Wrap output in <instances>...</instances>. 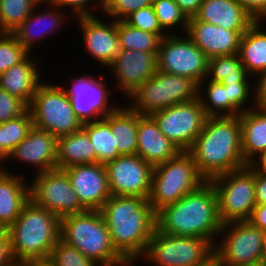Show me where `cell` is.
I'll use <instances>...</instances> for the list:
<instances>
[{
  "instance_id": "cell-33",
  "label": "cell",
  "mask_w": 266,
  "mask_h": 266,
  "mask_svg": "<svg viewBox=\"0 0 266 266\" xmlns=\"http://www.w3.org/2000/svg\"><path fill=\"white\" fill-rule=\"evenodd\" d=\"M117 34L121 50L152 52L156 56L162 38L166 36L134 28L124 20L117 21Z\"/></svg>"
},
{
  "instance_id": "cell-20",
  "label": "cell",
  "mask_w": 266,
  "mask_h": 266,
  "mask_svg": "<svg viewBox=\"0 0 266 266\" xmlns=\"http://www.w3.org/2000/svg\"><path fill=\"white\" fill-rule=\"evenodd\" d=\"M247 30H228L189 18L186 35L208 57L238 54L241 37Z\"/></svg>"
},
{
  "instance_id": "cell-55",
  "label": "cell",
  "mask_w": 266,
  "mask_h": 266,
  "mask_svg": "<svg viewBox=\"0 0 266 266\" xmlns=\"http://www.w3.org/2000/svg\"><path fill=\"white\" fill-rule=\"evenodd\" d=\"M3 165H4V163L0 160V176L6 171L5 167Z\"/></svg>"
},
{
  "instance_id": "cell-2",
  "label": "cell",
  "mask_w": 266,
  "mask_h": 266,
  "mask_svg": "<svg viewBox=\"0 0 266 266\" xmlns=\"http://www.w3.org/2000/svg\"><path fill=\"white\" fill-rule=\"evenodd\" d=\"M187 152L206 181L246 166L239 115L207 117L201 133Z\"/></svg>"
},
{
  "instance_id": "cell-6",
  "label": "cell",
  "mask_w": 266,
  "mask_h": 266,
  "mask_svg": "<svg viewBox=\"0 0 266 266\" xmlns=\"http://www.w3.org/2000/svg\"><path fill=\"white\" fill-rule=\"evenodd\" d=\"M205 181L191 155L181 151L175 158L154 167L148 202L157 213L196 190Z\"/></svg>"
},
{
  "instance_id": "cell-16",
  "label": "cell",
  "mask_w": 266,
  "mask_h": 266,
  "mask_svg": "<svg viewBox=\"0 0 266 266\" xmlns=\"http://www.w3.org/2000/svg\"><path fill=\"white\" fill-rule=\"evenodd\" d=\"M111 195L148 200L154 167L139 155H123L104 164Z\"/></svg>"
},
{
  "instance_id": "cell-26",
  "label": "cell",
  "mask_w": 266,
  "mask_h": 266,
  "mask_svg": "<svg viewBox=\"0 0 266 266\" xmlns=\"http://www.w3.org/2000/svg\"><path fill=\"white\" fill-rule=\"evenodd\" d=\"M6 171L0 176V224L7 230L30 200L29 184L17 173ZM25 180V181H24Z\"/></svg>"
},
{
  "instance_id": "cell-47",
  "label": "cell",
  "mask_w": 266,
  "mask_h": 266,
  "mask_svg": "<svg viewBox=\"0 0 266 266\" xmlns=\"http://www.w3.org/2000/svg\"><path fill=\"white\" fill-rule=\"evenodd\" d=\"M248 221L255 227L266 232V204H257Z\"/></svg>"
},
{
  "instance_id": "cell-53",
  "label": "cell",
  "mask_w": 266,
  "mask_h": 266,
  "mask_svg": "<svg viewBox=\"0 0 266 266\" xmlns=\"http://www.w3.org/2000/svg\"><path fill=\"white\" fill-rule=\"evenodd\" d=\"M194 266H224V264L222 263V260L219 258V256L215 252H213L203 262Z\"/></svg>"
},
{
  "instance_id": "cell-29",
  "label": "cell",
  "mask_w": 266,
  "mask_h": 266,
  "mask_svg": "<svg viewBox=\"0 0 266 266\" xmlns=\"http://www.w3.org/2000/svg\"><path fill=\"white\" fill-rule=\"evenodd\" d=\"M123 105L121 103L115 111L103 119L110 125L111 133H114V146L117 147L118 154L136 155L138 113L128 104Z\"/></svg>"
},
{
  "instance_id": "cell-56",
  "label": "cell",
  "mask_w": 266,
  "mask_h": 266,
  "mask_svg": "<svg viewBox=\"0 0 266 266\" xmlns=\"http://www.w3.org/2000/svg\"><path fill=\"white\" fill-rule=\"evenodd\" d=\"M6 229L0 224V235L5 231Z\"/></svg>"
},
{
  "instance_id": "cell-46",
  "label": "cell",
  "mask_w": 266,
  "mask_h": 266,
  "mask_svg": "<svg viewBox=\"0 0 266 266\" xmlns=\"http://www.w3.org/2000/svg\"><path fill=\"white\" fill-rule=\"evenodd\" d=\"M7 230L0 235V266H16Z\"/></svg>"
},
{
  "instance_id": "cell-1",
  "label": "cell",
  "mask_w": 266,
  "mask_h": 266,
  "mask_svg": "<svg viewBox=\"0 0 266 266\" xmlns=\"http://www.w3.org/2000/svg\"><path fill=\"white\" fill-rule=\"evenodd\" d=\"M100 212L116 251L135 266L156 228V213L146 198L111 195Z\"/></svg>"
},
{
  "instance_id": "cell-54",
  "label": "cell",
  "mask_w": 266,
  "mask_h": 266,
  "mask_svg": "<svg viewBox=\"0 0 266 266\" xmlns=\"http://www.w3.org/2000/svg\"><path fill=\"white\" fill-rule=\"evenodd\" d=\"M9 155L10 154L2 147L0 137V160L4 163H7L6 161H8Z\"/></svg>"
},
{
  "instance_id": "cell-35",
  "label": "cell",
  "mask_w": 266,
  "mask_h": 266,
  "mask_svg": "<svg viewBox=\"0 0 266 266\" xmlns=\"http://www.w3.org/2000/svg\"><path fill=\"white\" fill-rule=\"evenodd\" d=\"M42 0H0V33L13 32Z\"/></svg>"
},
{
  "instance_id": "cell-49",
  "label": "cell",
  "mask_w": 266,
  "mask_h": 266,
  "mask_svg": "<svg viewBox=\"0 0 266 266\" xmlns=\"http://www.w3.org/2000/svg\"><path fill=\"white\" fill-rule=\"evenodd\" d=\"M202 1L203 0H175L188 19L197 14Z\"/></svg>"
},
{
  "instance_id": "cell-32",
  "label": "cell",
  "mask_w": 266,
  "mask_h": 266,
  "mask_svg": "<svg viewBox=\"0 0 266 266\" xmlns=\"http://www.w3.org/2000/svg\"><path fill=\"white\" fill-rule=\"evenodd\" d=\"M82 129L87 133L93 145L97 163L105 164L120 156L117 147L114 146V133H111L110 125L103 118L82 124Z\"/></svg>"
},
{
  "instance_id": "cell-36",
  "label": "cell",
  "mask_w": 266,
  "mask_h": 266,
  "mask_svg": "<svg viewBox=\"0 0 266 266\" xmlns=\"http://www.w3.org/2000/svg\"><path fill=\"white\" fill-rule=\"evenodd\" d=\"M153 7L160 27L167 35L179 34L178 32H180V34L186 33L189 19L182 12L175 0H154ZM179 27L181 28V31L178 30V32H176L175 29ZM170 29L172 31L175 30V32L172 33Z\"/></svg>"
},
{
  "instance_id": "cell-8",
  "label": "cell",
  "mask_w": 266,
  "mask_h": 266,
  "mask_svg": "<svg viewBox=\"0 0 266 266\" xmlns=\"http://www.w3.org/2000/svg\"><path fill=\"white\" fill-rule=\"evenodd\" d=\"M209 181L217 195L218 214L222 224L248 221L257 205L255 170L246 165Z\"/></svg>"
},
{
  "instance_id": "cell-37",
  "label": "cell",
  "mask_w": 266,
  "mask_h": 266,
  "mask_svg": "<svg viewBox=\"0 0 266 266\" xmlns=\"http://www.w3.org/2000/svg\"><path fill=\"white\" fill-rule=\"evenodd\" d=\"M33 126L32 115L29 109L17 118L0 123L2 147L10 154L26 138Z\"/></svg>"
},
{
  "instance_id": "cell-9",
  "label": "cell",
  "mask_w": 266,
  "mask_h": 266,
  "mask_svg": "<svg viewBox=\"0 0 266 266\" xmlns=\"http://www.w3.org/2000/svg\"><path fill=\"white\" fill-rule=\"evenodd\" d=\"M41 82L28 109L34 127L61 137L79 131L82 123L73 112L70 99L61 86Z\"/></svg>"
},
{
  "instance_id": "cell-50",
  "label": "cell",
  "mask_w": 266,
  "mask_h": 266,
  "mask_svg": "<svg viewBox=\"0 0 266 266\" xmlns=\"http://www.w3.org/2000/svg\"><path fill=\"white\" fill-rule=\"evenodd\" d=\"M256 81V106L266 111V74Z\"/></svg>"
},
{
  "instance_id": "cell-4",
  "label": "cell",
  "mask_w": 266,
  "mask_h": 266,
  "mask_svg": "<svg viewBox=\"0 0 266 266\" xmlns=\"http://www.w3.org/2000/svg\"><path fill=\"white\" fill-rule=\"evenodd\" d=\"M7 232L16 262L47 259L60 239V218L29 200Z\"/></svg>"
},
{
  "instance_id": "cell-31",
  "label": "cell",
  "mask_w": 266,
  "mask_h": 266,
  "mask_svg": "<svg viewBox=\"0 0 266 266\" xmlns=\"http://www.w3.org/2000/svg\"><path fill=\"white\" fill-rule=\"evenodd\" d=\"M208 80L220 83L255 82L248 75L238 54L214 56L208 59ZM250 79V80H249ZM251 79H253L251 81Z\"/></svg>"
},
{
  "instance_id": "cell-40",
  "label": "cell",
  "mask_w": 266,
  "mask_h": 266,
  "mask_svg": "<svg viewBox=\"0 0 266 266\" xmlns=\"http://www.w3.org/2000/svg\"><path fill=\"white\" fill-rule=\"evenodd\" d=\"M29 54L11 33H0V74L19 64Z\"/></svg>"
},
{
  "instance_id": "cell-30",
  "label": "cell",
  "mask_w": 266,
  "mask_h": 266,
  "mask_svg": "<svg viewBox=\"0 0 266 266\" xmlns=\"http://www.w3.org/2000/svg\"><path fill=\"white\" fill-rule=\"evenodd\" d=\"M91 163H97V157L89 136L82 128L79 131L58 137V169Z\"/></svg>"
},
{
  "instance_id": "cell-7",
  "label": "cell",
  "mask_w": 266,
  "mask_h": 266,
  "mask_svg": "<svg viewBox=\"0 0 266 266\" xmlns=\"http://www.w3.org/2000/svg\"><path fill=\"white\" fill-rule=\"evenodd\" d=\"M129 106L141 115H152L174 104L198 98V84L190 78L157 70L130 96Z\"/></svg>"
},
{
  "instance_id": "cell-15",
  "label": "cell",
  "mask_w": 266,
  "mask_h": 266,
  "mask_svg": "<svg viewBox=\"0 0 266 266\" xmlns=\"http://www.w3.org/2000/svg\"><path fill=\"white\" fill-rule=\"evenodd\" d=\"M160 131L181 151H188L203 129L207 116L199 98L174 104L151 115Z\"/></svg>"
},
{
  "instance_id": "cell-52",
  "label": "cell",
  "mask_w": 266,
  "mask_h": 266,
  "mask_svg": "<svg viewBox=\"0 0 266 266\" xmlns=\"http://www.w3.org/2000/svg\"><path fill=\"white\" fill-rule=\"evenodd\" d=\"M16 266H54L49 258L27 259L17 262Z\"/></svg>"
},
{
  "instance_id": "cell-13",
  "label": "cell",
  "mask_w": 266,
  "mask_h": 266,
  "mask_svg": "<svg viewBox=\"0 0 266 266\" xmlns=\"http://www.w3.org/2000/svg\"><path fill=\"white\" fill-rule=\"evenodd\" d=\"M87 74H82V76L79 74L71 78V84L68 83L69 87L66 84L62 87L60 84L70 99L75 116L82 124L100 120L120 106L118 103L113 104L110 100L112 87L107 86V82L102 79L103 75L99 78Z\"/></svg>"
},
{
  "instance_id": "cell-25",
  "label": "cell",
  "mask_w": 266,
  "mask_h": 266,
  "mask_svg": "<svg viewBox=\"0 0 266 266\" xmlns=\"http://www.w3.org/2000/svg\"><path fill=\"white\" fill-rule=\"evenodd\" d=\"M194 17L228 30H248L255 22L235 0H203Z\"/></svg>"
},
{
  "instance_id": "cell-42",
  "label": "cell",
  "mask_w": 266,
  "mask_h": 266,
  "mask_svg": "<svg viewBox=\"0 0 266 266\" xmlns=\"http://www.w3.org/2000/svg\"><path fill=\"white\" fill-rule=\"evenodd\" d=\"M130 26L157 35H167L160 27L153 5L139 9L125 20Z\"/></svg>"
},
{
  "instance_id": "cell-48",
  "label": "cell",
  "mask_w": 266,
  "mask_h": 266,
  "mask_svg": "<svg viewBox=\"0 0 266 266\" xmlns=\"http://www.w3.org/2000/svg\"><path fill=\"white\" fill-rule=\"evenodd\" d=\"M255 196L257 204H266V173L255 171Z\"/></svg>"
},
{
  "instance_id": "cell-39",
  "label": "cell",
  "mask_w": 266,
  "mask_h": 266,
  "mask_svg": "<svg viewBox=\"0 0 266 266\" xmlns=\"http://www.w3.org/2000/svg\"><path fill=\"white\" fill-rule=\"evenodd\" d=\"M49 259L54 266H101L85 257L77 248L65 244L60 239L51 251Z\"/></svg>"
},
{
  "instance_id": "cell-3",
  "label": "cell",
  "mask_w": 266,
  "mask_h": 266,
  "mask_svg": "<svg viewBox=\"0 0 266 266\" xmlns=\"http://www.w3.org/2000/svg\"><path fill=\"white\" fill-rule=\"evenodd\" d=\"M222 222L217 195L210 181L156 213V228L175 236L201 237L215 245Z\"/></svg>"
},
{
  "instance_id": "cell-10",
  "label": "cell",
  "mask_w": 266,
  "mask_h": 266,
  "mask_svg": "<svg viewBox=\"0 0 266 266\" xmlns=\"http://www.w3.org/2000/svg\"><path fill=\"white\" fill-rule=\"evenodd\" d=\"M218 238L214 252L224 266H257L266 259L265 232L249 221L223 224Z\"/></svg>"
},
{
  "instance_id": "cell-41",
  "label": "cell",
  "mask_w": 266,
  "mask_h": 266,
  "mask_svg": "<svg viewBox=\"0 0 266 266\" xmlns=\"http://www.w3.org/2000/svg\"><path fill=\"white\" fill-rule=\"evenodd\" d=\"M154 0H104L103 16L109 19L125 20L133 12L153 5Z\"/></svg>"
},
{
  "instance_id": "cell-14",
  "label": "cell",
  "mask_w": 266,
  "mask_h": 266,
  "mask_svg": "<svg viewBox=\"0 0 266 266\" xmlns=\"http://www.w3.org/2000/svg\"><path fill=\"white\" fill-rule=\"evenodd\" d=\"M34 175L29 181V197L35 205L51 211L60 219L86 211L63 169L56 168Z\"/></svg>"
},
{
  "instance_id": "cell-34",
  "label": "cell",
  "mask_w": 266,
  "mask_h": 266,
  "mask_svg": "<svg viewBox=\"0 0 266 266\" xmlns=\"http://www.w3.org/2000/svg\"><path fill=\"white\" fill-rule=\"evenodd\" d=\"M198 98L207 117L228 116L227 85L205 78L198 84Z\"/></svg>"
},
{
  "instance_id": "cell-17",
  "label": "cell",
  "mask_w": 266,
  "mask_h": 266,
  "mask_svg": "<svg viewBox=\"0 0 266 266\" xmlns=\"http://www.w3.org/2000/svg\"><path fill=\"white\" fill-rule=\"evenodd\" d=\"M97 15L76 17V27L79 25L83 47L94 61L107 68L120 54L121 46L117 34V21L110 23L101 20Z\"/></svg>"
},
{
  "instance_id": "cell-5",
  "label": "cell",
  "mask_w": 266,
  "mask_h": 266,
  "mask_svg": "<svg viewBox=\"0 0 266 266\" xmlns=\"http://www.w3.org/2000/svg\"><path fill=\"white\" fill-rule=\"evenodd\" d=\"M60 240L101 266H131L113 247L100 210H86L62 217Z\"/></svg>"
},
{
  "instance_id": "cell-28",
  "label": "cell",
  "mask_w": 266,
  "mask_h": 266,
  "mask_svg": "<svg viewBox=\"0 0 266 266\" xmlns=\"http://www.w3.org/2000/svg\"><path fill=\"white\" fill-rule=\"evenodd\" d=\"M243 160L249 165L266 150V111L257 106L239 115Z\"/></svg>"
},
{
  "instance_id": "cell-27",
  "label": "cell",
  "mask_w": 266,
  "mask_h": 266,
  "mask_svg": "<svg viewBox=\"0 0 266 266\" xmlns=\"http://www.w3.org/2000/svg\"><path fill=\"white\" fill-rule=\"evenodd\" d=\"M263 23L265 21H255L244 32L238 51L246 72L255 80L266 74V28Z\"/></svg>"
},
{
  "instance_id": "cell-12",
  "label": "cell",
  "mask_w": 266,
  "mask_h": 266,
  "mask_svg": "<svg viewBox=\"0 0 266 266\" xmlns=\"http://www.w3.org/2000/svg\"><path fill=\"white\" fill-rule=\"evenodd\" d=\"M157 70L193 79L197 84L207 77L208 57L185 34H168L157 52Z\"/></svg>"
},
{
  "instance_id": "cell-21",
  "label": "cell",
  "mask_w": 266,
  "mask_h": 266,
  "mask_svg": "<svg viewBox=\"0 0 266 266\" xmlns=\"http://www.w3.org/2000/svg\"><path fill=\"white\" fill-rule=\"evenodd\" d=\"M57 146V137L33 126L26 138L10 153L7 162L21 161L34 167V170L37 168L34 174L56 169Z\"/></svg>"
},
{
  "instance_id": "cell-51",
  "label": "cell",
  "mask_w": 266,
  "mask_h": 266,
  "mask_svg": "<svg viewBox=\"0 0 266 266\" xmlns=\"http://www.w3.org/2000/svg\"><path fill=\"white\" fill-rule=\"evenodd\" d=\"M249 165L255 171L266 173V150L257 156Z\"/></svg>"
},
{
  "instance_id": "cell-57",
  "label": "cell",
  "mask_w": 266,
  "mask_h": 266,
  "mask_svg": "<svg viewBox=\"0 0 266 266\" xmlns=\"http://www.w3.org/2000/svg\"><path fill=\"white\" fill-rule=\"evenodd\" d=\"M264 246H265V254H266V232H265V238H264Z\"/></svg>"
},
{
  "instance_id": "cell-24",
  "label": "cell",
  "mask_w": 266,
  "mask_h": 266,
  "mask_svg": "<svg viewBox=\"0 0 266 266\" xmlns=\"http://www.w3.org/2000/svg\"><path fill=\"white\" fill-rule=\"evenodd\" d=\"M31 55L30 53L19 64L0 74V88L18 97L27 106L31 104L36 89L43 80L40 78L42 70L38 68V61L32 59L34 57Z\"/></svg>"
},
{
  "instance_id": "cell-43",
  "label": "cell",
  "mask_w": 266,
  "mask_h": 266,
  "mask_svg": "<svg viewBox=\"0 0 266 266\" xmlns=\"http://www.w3.org/2000/svg\"><path fill=\"white\" fill-rule=\"evenodd\" d=\"M46 1L62 9L65 7L64 10L69 8L68 9L70 11L69 15H72V17H75V18L81 17V16L99 15V14H95L94 9L93 11L91 10L92 7L99 8V12L101 13L104 8V0H46ZM95 4H97V6Z\"/></svg>"
},
{
  "instance_id": "cell-58",
  "label": "cell",
  "mask_w": 266,
  "mask_h": 266,
  "mask_svg": "<svg viewBox=\"0 0 266 266\" xmlns=\"http://www.w3.org/2000/svg\"><path fill=\"white\" fill-rule=\"evenodd\" d=\"M259 266H266V259Z\"/></svg>"
},
{
  "instance_id": "cell-38",
  "label": "cell",
  "mask_w": 266,
  "mask_h": 266,
  "mask_svg": "<svg viewBox=\"0 0 266 266\" xmlns=\"http://www.w3.org/2000/svg\"><path fill=\"white\" fill-rule=\"evenodd\" d=\"M253 83L254 82L222 83L223 85H227L228 116H237L256 107V83ZM247 102H249L250 105L252 104L253 107Z\"/></svg>"
},
{
  "instance_id": "cell-44",
  "label": "cell",
  "mask_w": 266,
  "mask_h": 266,
  "mask_svg": "<svg viewBox=\"0 0 266 266\" xmlns=\"http://www.w3.org/2000/svg\"><path fill=\"white\" fill-rule=\"evenodd\" d=\"M27 109L22 100L0 88V123L19 117Z\"/></svg>"
},
{
  "instance_id": "cell-19",
  "label": "cell",
  "mask_w": 266,
  "mask_h": 266,
  "mask_svg": "<svg viewBox=\"0 0 266 266\" xmlns=\"http://www.w3.org/2000/svg\"><path fill=\"white\" fill-rule=\"evenodd\" d=\"M63 170L69 177L80 204L86 210H100L111 196L104 164L74 165Z\"/></svg>"
},
{
  "instance_id": "cell-22",
  "label": "cell",
  "mask_w": 266,
  "mask_h": 266,
  "mask_svg": "<svg viewBox=\"0 0 266 266\" xmlns=\"http://www.w3.org/2000/svg\"><path fill=\"white\" fill-rule=\"evenodd\" d=\"M43 3L45 6H48L46 9H43L42 13L39 11V8ZM64 11L66 10L52 5L46 0H42L33 9L32 13L13 32H11V34L28 52H33L32 50L36 43L40 40L42 41L43 38H46L47 36L50 37L52 35L51 33H53V35L54 33H58V31H60L59 29L66 24L65 21L67 22L66 19L68 18Z\"/></svg>"
},
{
  "instance_id": "cell-18",
  "label": "cell",
  "mask_w": 266,
  "mask_h": 266,
  "mask_svg": "<svg viewBox=\"0 0 266 266\" xmlns=\"http://www.w3.org/2000/svg\"><path fill=\"white\" fill-rule=\"evenodd\" d=\"M107 68L114 74L116 83L113 88L118 87L122 95L129 99L135 90L156 73L157 59L152 52L121 50Z\"/></svg>"
},
{
  "instance_id": "cell-45",
  "label": "cell",
  "mask_w": 266,
  "mask_h": 266,
  "mask_svg": "<svg viewBox=\"0 0 266 266\" xmlns=\"http://www.w3.org/2000/svg\"><path fill=\"white\" fill-rule=\"evenodd\" d=\"M254 21H266V0H235Z\"/></svg>"
},
{
  "instance_id": "cell-23",
  "label": "cell",
  "mask_w": 266,
  "mask_h": 266,
  "mask_svg": "<svg viewBox=\"0 0 266 266\" xmlns=\"http://www.w3.org/2000/svg\"><path fill=\"white\" fill-rule=\"evenodd\" d=\"M181 150L160 131L151 115L138 113L136 154L153 167L175 158Z\"/></svg>"
},
{
  "instance_id": "cell-11",
  "label": "cell",
  "mask_w": 266,
  "mask_h": 266,
  "mask_svg": "<svg viewBox=\"0 0 266 266\" xmlns=\"http://www.w3.org/2000/svg\"><path fill=\"white\" fill-rule=\"evenodd\" d=\"M214 252V245L201 237L175 236L153 231L147 250L140 261L154 266H194Z\"/></svg>"
}]
</instances>
